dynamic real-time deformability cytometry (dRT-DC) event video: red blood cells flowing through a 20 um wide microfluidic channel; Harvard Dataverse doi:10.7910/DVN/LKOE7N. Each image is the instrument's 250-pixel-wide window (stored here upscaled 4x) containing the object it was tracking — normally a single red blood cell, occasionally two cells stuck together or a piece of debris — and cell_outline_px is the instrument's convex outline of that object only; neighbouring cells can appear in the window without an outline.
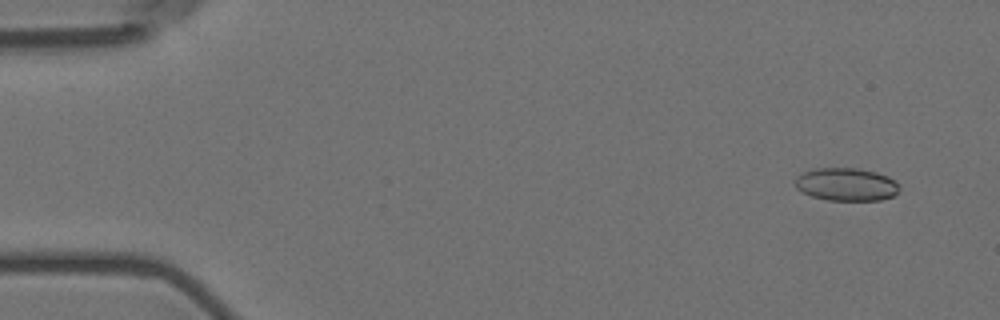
{"species": "Egyptian fruit bat (a non-hibernating species)", "species_latin": "Rousettus aegyptiacus", "temperature_condition": "room temperature", "stored_images_in_passage": 5, "camera_frame_rate_fps": 3000, "um_per_image_px": 0.085, "animal": {"sex": "female"}, "frame": {"image": 1, "passage_image": 2, "time_ms": 0.333, "image_size_px": [1000, 320], "cell_outline_px": [[900, 184], [896, 192], [892, 196], [880, 200], [828, 200], [812, 196], [800, 192], [796, 188], [796, 176], [804, 172], [816, 168], [856, 168], [876, 172], [888, 176]], "centroid_in_image_um": [71.92, 15.67], "position_along_channel_um": 13.1, "area_um2": 19.94}}
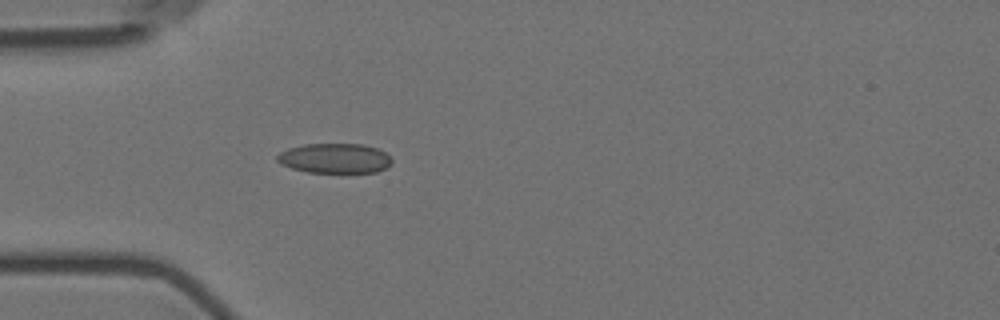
{"frame": {"image": 2, "passage_image": 5, "time_ms": 1.333, "image_size_px": [1000, 320], "cell_outline_px": [[392, 164], [388, 168], [376, 172], [308, 172], [292, 168], [280, 164], [276, 160], [276, 156], [280, 152], [288, 148], [304, 144], [364, 144], [376, 148], [384, 152], [392, 160]], "centroid_in_image_um": [28.45, 13.45], "position_along_channel_um": 56.5, "area_um2": 20.0}}